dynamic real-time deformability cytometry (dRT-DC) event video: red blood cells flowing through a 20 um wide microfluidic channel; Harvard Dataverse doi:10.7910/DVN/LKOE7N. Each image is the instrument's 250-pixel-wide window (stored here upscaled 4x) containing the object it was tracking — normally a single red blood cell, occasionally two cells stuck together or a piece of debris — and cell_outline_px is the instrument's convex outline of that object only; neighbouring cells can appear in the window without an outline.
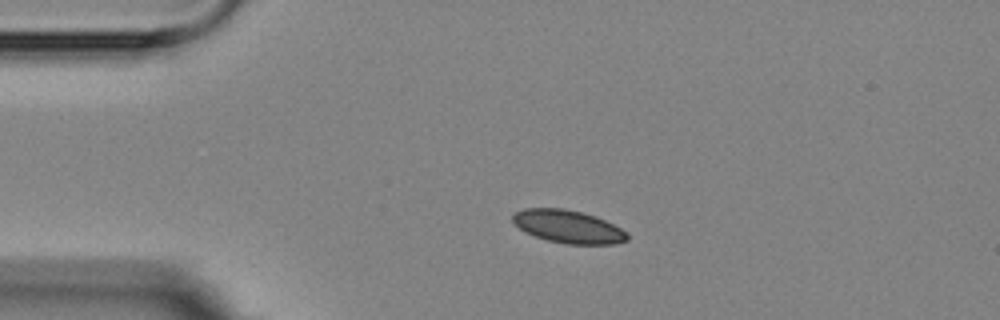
{"species": "Egyptian fruit bat (a non-hibernating species)", "species_latin": "Rousettus aegyptiacus", "temperature_condition": "room temperature", "stored_images_in_passage": 4, "camera_frame_rate_fps": 3000, "um_per_image_px": 0.085, "animal": {"sex": "female"}, "frame": {"image": 1, "passage_image": 3, "time_ms": 2.333, "image_size_px": [1000, 320], "cell_outline_px": [[628, 240], [616, 244], [568, 244], [548, 240], [524, 232], [512, 220], [512, 216], [516, 212], [524, 208], [564, 208], [596, 216], [628, 232]], "centroid_in_image_um": [48.31, 19.26], "position_along_channel_um": 36.7, "area_um2": 21.85}}